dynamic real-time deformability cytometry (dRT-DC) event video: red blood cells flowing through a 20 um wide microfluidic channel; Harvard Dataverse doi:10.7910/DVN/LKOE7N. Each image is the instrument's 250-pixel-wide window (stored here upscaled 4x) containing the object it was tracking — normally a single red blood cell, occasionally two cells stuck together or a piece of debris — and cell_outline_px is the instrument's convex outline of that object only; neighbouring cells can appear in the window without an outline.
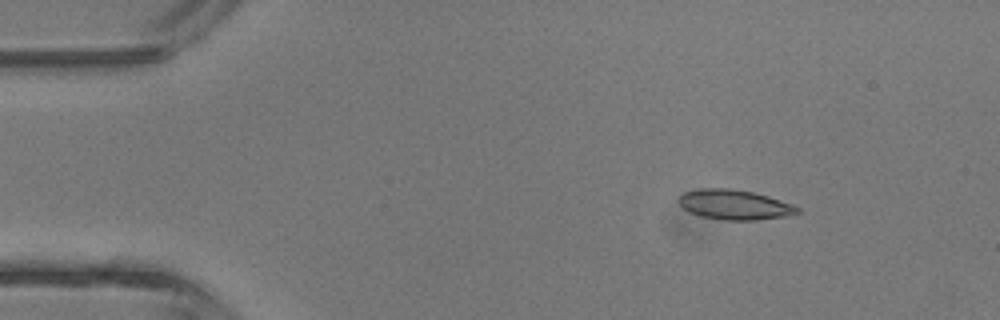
{"species": "common noctule bat (a hibernating species)", "species_latin": "Nyctalus noctula", "temperature_condition": "room temperature", "stored_images_in_passage": 4, "camera_frame_rate_fps": 3000, "um_per_image_px": 0.085, "animal": {"sex": "male", "body_mass_g": 13.3}, "frame": {"image": 1, "passage_image": 2, "time_ms": 1.333, "image_size_px": [1000, 320], "cell_outline_px": [[800, 212], [784, 216], [756, 220], [724, 220], [700, 216], [688, 212], [676, 200], [684, 192], [700, 188], [728, 188], [752, 192], [768, 196], [792, 204], [800, 208]], "centroid_in_image_um": [62.4, 17.39], "position_along_channel_um": 22.6, "area_um2": 20.63}}
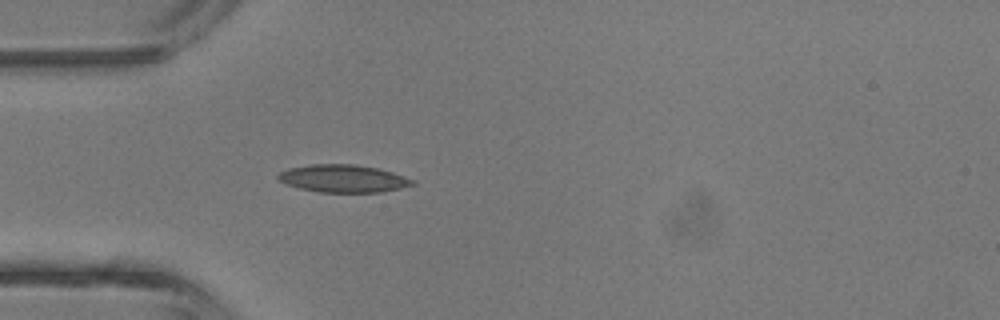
{"frame": {"image": 2, "passage_image": 4, "time_ms": 3.667, "image_size_px": [1000, 320], "cell_outline_px": [[416, 184], [400, 188], [380, 192], [320, 192], [300, 188], [288, 184], [280, 180], [276, 176], [280, 172], [288, 168], [312, 164], [356, 164], [376, 168], [392, 172], [416, 180]], "centroid_in_image_um": [29.2, 15.17], "position_along_channel_um": 55.8, "area_um2": 21.5}}